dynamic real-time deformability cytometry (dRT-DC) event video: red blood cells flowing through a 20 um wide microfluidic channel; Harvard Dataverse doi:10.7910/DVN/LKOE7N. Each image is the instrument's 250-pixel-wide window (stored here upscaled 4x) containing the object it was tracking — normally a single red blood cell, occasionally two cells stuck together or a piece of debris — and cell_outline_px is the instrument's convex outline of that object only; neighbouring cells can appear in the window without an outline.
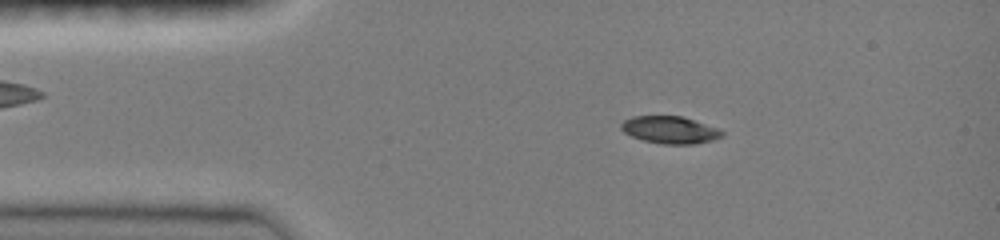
{"species": "common noctule bat (a hibernating species)", "species_latin": "Nyctalus noctula", "temperature_condition": "room temperature", "stored_images_in_passage": 46, "camera_frame_rate_fps": 3000, "um_per_image_px": 0.085, "animal": {"sex": "female", "body_mass_g": 19.0, "forearm_length_mm": 51.5}, "frame": {"image": 1, "passage_image": 7, "time_ms": 2.0, "image_size_px": [1000, 240], "cell_outline_px": [[724, 136], [712, 140], [696, 144], [664, 144], [644, 140], [632, 136], [624, 132], [620, 128], [620, 124], [624, 120], [632, 116], [680, 116], [720, 128], [724, 132]], "centroid_in_image_um": [56.97, 11.04], "position_along_channel_um": 28.0, "area_um2": 16.07}}
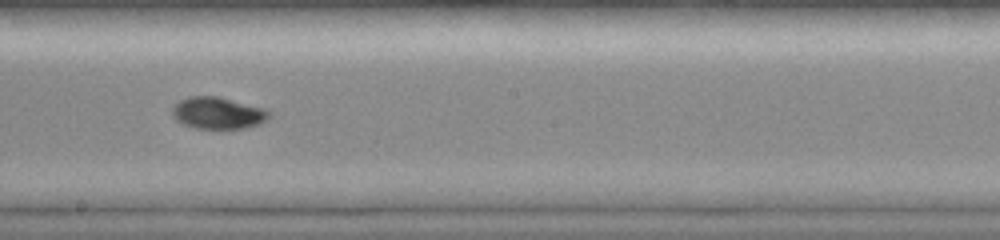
{"frame": {"image": 2, "passage_image": 25, "time_ms": 8.0, "image_size_px": [1000, 240], "cell_outline_px": [[272, 116], [268, 120], [260, 124], [244, 128], [196, 128], [184, 124], [176, 120], [172, 116], [172, 104], [188, 96], [220, 96], [264, 108], [272, 112]], "centroid_in_image_um": [18.54, 9.59], "position_along_channel_um": 229.7, "area_um2": 18.26}}
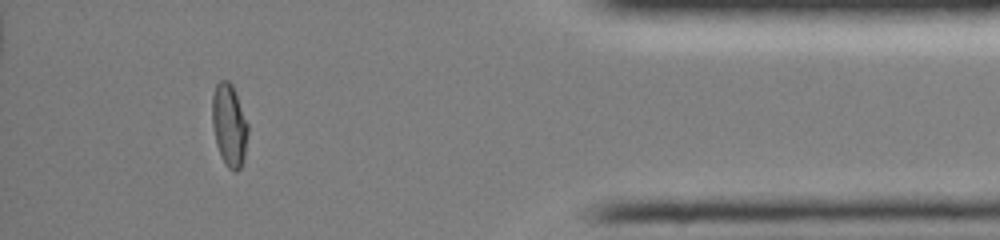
{"frame": {"image": 3, "passage_image": 41, "time_ms": 13.333, "image_size_px": [1000, 240], "cell_outline_px": [[248, 132], [244, 160], [240, 168], [236, 172], [232, 172], [224, 164], [220, 156], [216, 144], [212, 124], [212, 96], [216, 84], [220, 80], [228, 80], [232, 84], [236, 92], [248, 124]], "centroid_in_image_um": [19.48, 10.66], "position_along_channel_um": 415.7, "area_um2": 17.51}, "authors_computed_cell_mechanics": {"area_um2": 17.34, "velocity_mm_per_s": 4.0882, "shape_relaxation_time_tau1_ms": 4.9513, "shape_relaxation_time_tau2_ms": 2.8485, "deformation_change_tau1": 0.2187, "deformation_change_tau2": 0.0378}}